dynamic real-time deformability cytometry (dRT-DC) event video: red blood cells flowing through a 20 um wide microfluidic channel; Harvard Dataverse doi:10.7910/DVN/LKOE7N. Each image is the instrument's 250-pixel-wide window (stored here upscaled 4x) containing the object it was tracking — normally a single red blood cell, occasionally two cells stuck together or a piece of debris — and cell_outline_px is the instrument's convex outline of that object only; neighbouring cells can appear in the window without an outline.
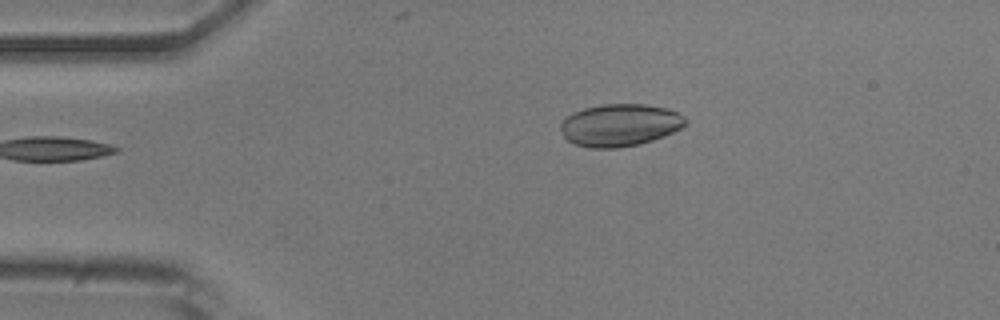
{"species": "common noctule bat (a hibernating species)", "species_latin": "Nyctalus noctula", "temperature_condition": "room temperature", "stored_images_in_passage": 5, "camera_frame_rate_fps": 3000, "um_per_image_px": 0.085, "animal": {"sex": "male", "body_mass_g": 20.5, "forearm_length_mm": 52.5}, "frame": {"image": 1, "passage_image": 1, "time_ms": 0.0, "image_size_px": [1000, 320], "cell_outline_px": [[688, 124], [664, 136], [640, 144], [616, 148], [592, 148], [576, 144], [568, 140], [564, 136], [560, 128], [560, 124], [572, 112], [584, 108], [600, 104], [644, 104], [664, 108], [676, 112], [684, 116], [688, 120]], "centroid_in_image_um": [52.69, 10.63], "position_along_channel_um": 32.3, "area_um2": 30.75}}